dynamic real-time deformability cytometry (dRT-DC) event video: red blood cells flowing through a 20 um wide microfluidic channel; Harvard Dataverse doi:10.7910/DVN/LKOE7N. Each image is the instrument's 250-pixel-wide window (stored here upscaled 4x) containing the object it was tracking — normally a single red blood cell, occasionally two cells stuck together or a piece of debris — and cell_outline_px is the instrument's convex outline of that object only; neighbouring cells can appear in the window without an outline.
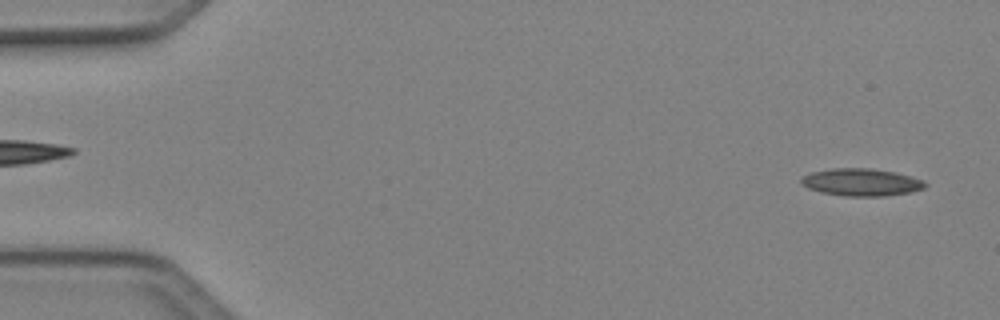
{"species": "Egyptian fruit bat (a non-hibernating species)", "species_latin": "Rousettus aegyptiacus", "temperature_condition": "cold", "stored_images_in_passage": 45, "camera_frame_rate_fps": 3000, "um_per_image_px": 0.085, "animal": {"sex": "female"}, "frame": {"image": 1, "passage_image": 2, "time_ms": 0.333, "image_size_px": [1000, 320], "cell_outline_px": [[928, 184], [924, 188], [912, 192], [884, 196], [844, 196], [820, 192], [808, 188], [800, 184], [800, 180], [804, 176], [812, 172], [832, 168], [872, 168], [896, 172], [912, 176], [924, 180]], "centroid_in_image_um": [73.24, 15.49], "position_along_channel_um": 11.8, "area_um2": 20.0}}
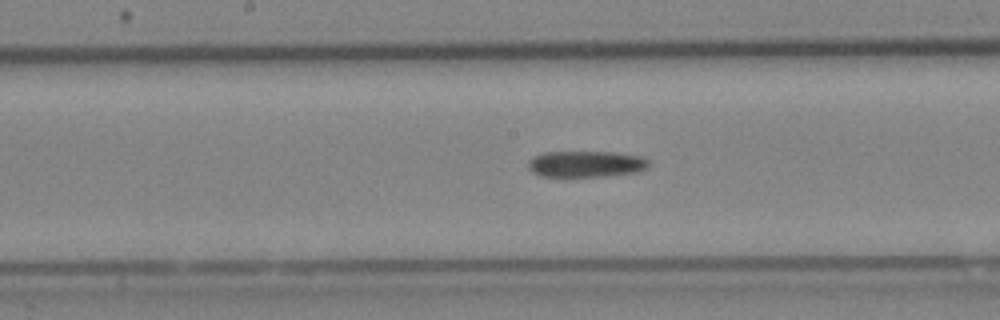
{"frame": {"image": 2, "passage_image": 25, "time_ms": 8.0, "image_size_px": [1000, 320], "cell_outline_px": [[648, 168], [640, 172], [604, 176], [540, 176], [532, 172], [528, 168], [528, 160], [532, 156], [544, 152], [616, 152], [640, 156], [648, 160]], "centroid_in_image_um": [49.8, 13.93], "position_along_channel_um": 198.4, "area_um2": 18.61}}
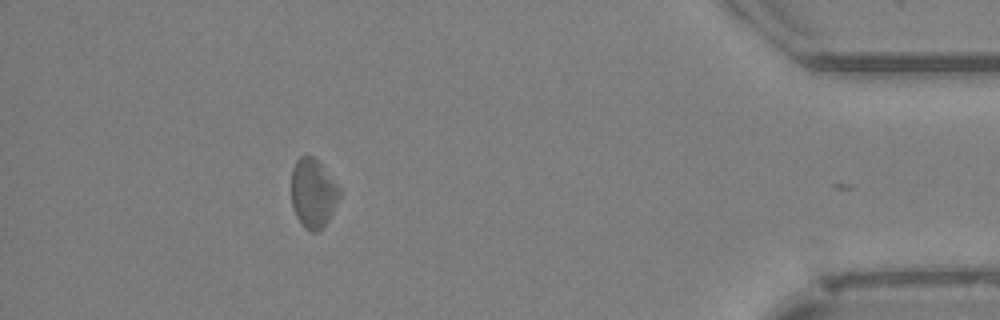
{"frame": {"image": 3, "passage_image": 44, "time_ms": 14.333, "image_size_px": [1000, 320], "cell_outline_px": [[340, 196], [328, 220], [316, 232], [312, 232], [304, 228], [296, 216], [292, 204], [292, 168], [296, 160], [300, 156], [312, 156], [320, 164], [340, 188]], "centroid_in_image_um": [26.6, 16.43], "position_along_channel_um": 408.6, "area_um2": 19.02}}